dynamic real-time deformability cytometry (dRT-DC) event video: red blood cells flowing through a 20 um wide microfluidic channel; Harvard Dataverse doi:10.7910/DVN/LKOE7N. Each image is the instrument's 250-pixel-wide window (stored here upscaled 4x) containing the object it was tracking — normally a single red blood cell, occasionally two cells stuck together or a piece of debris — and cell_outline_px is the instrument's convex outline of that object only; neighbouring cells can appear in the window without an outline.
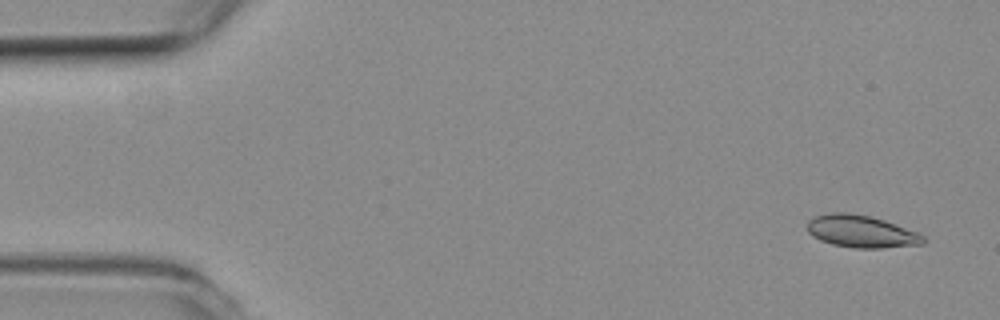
{"species": "common noctule bat (a hibernating species)", "species_latin": "Nyctalus noctula", "temperature_condition": "room temperature", "stored_images_in_passage": 17, "camera_frame_rate_fps": 3000, "um_per_image_px": 0.085, "animal": {"sex": "female", "body_mass_g": 19.3, "forearm_length_mm": 54.1}, "frame": {"image": 1, "passage_image": 3, "time_ms": 0.667, "image_size_px": [1000, 320], "cell_outline_px": [[928, 240], [924, 244], [884, 248], [852, 248], [832, 244], [820, 240], [812, 236], [808, 232], [808, 220], [816, 216], [828, 212], [848, 212], [868, 216], [884, 220], [920, 232]], "centroid_in_image_um": [73.25, 19.68], "position_along_channel_um": 11.7, "area_um2": 22.14}}
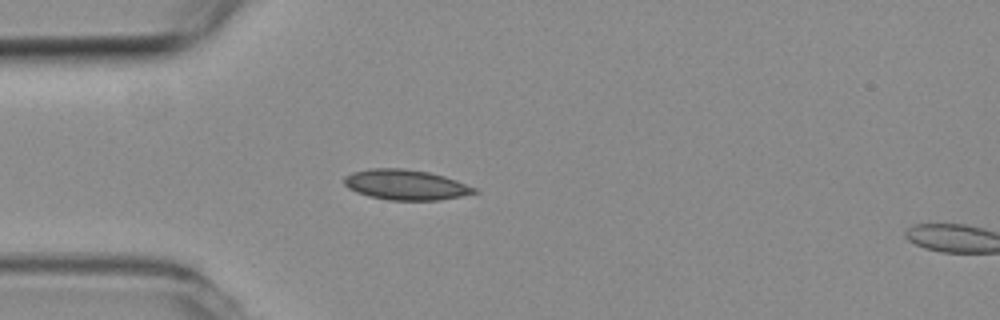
{"frame": {"image": 2, "passage_image": 15, "time_ms": 4.667, "image_size_px": [1000, 320], "cell_outline_px": [[480, 192], [440, 200], [388, 200], [368, 196], [356, 192], [348, 188], [344, 184], [344, 176], [352, 172], [368, 168], [404, 168], [428, 172], [444, 176], [456, 180], [476, 188]], "centroid_in_image_um": [34.46, 15.7], "position_along_channel_um": 50.5, "area_um2": 23.06}}